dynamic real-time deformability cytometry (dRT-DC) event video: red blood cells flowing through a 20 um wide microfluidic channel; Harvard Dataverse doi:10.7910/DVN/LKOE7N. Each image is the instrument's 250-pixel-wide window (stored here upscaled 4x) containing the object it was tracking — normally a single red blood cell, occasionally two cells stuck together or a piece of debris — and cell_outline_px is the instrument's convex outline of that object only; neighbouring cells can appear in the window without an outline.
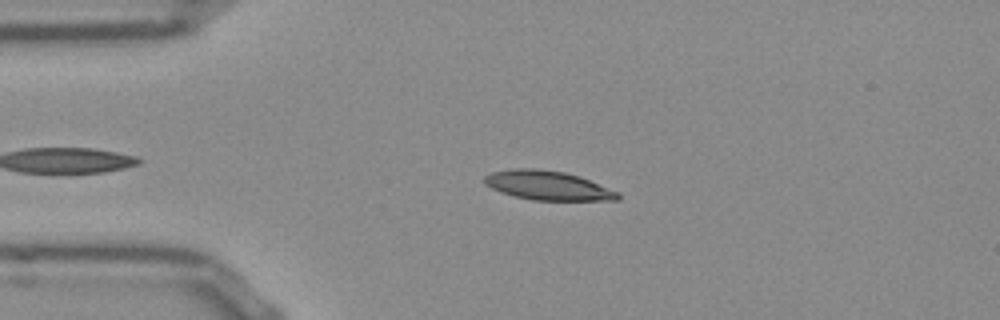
{"species": "Egyptian fruit bat (a non-hibernating species)", "species_latin": "Rousettus aegyptiacus", "temperature_condition": "room temperature", "stored_images_in_passage": 47, "camera_frame_rate_fps": 3000, "um_per_image_px": 0.085, "frame": {"image": 1, "passage_image": 11, "time_ms": 3.333, "image_size_px": [1000, 320], "cell_outline_px": [[620, 200], [532, 200], [516, 196], [492, 188], [484, 184], [484, 176], [492, 172], [512, 168], [536, 168], [564, 172], [580, 176], [620, 192]], "centroid_in_image_um": [46.59, 15.76], "position_along_channel_um": 38.4, "area_um2": 22.66}}
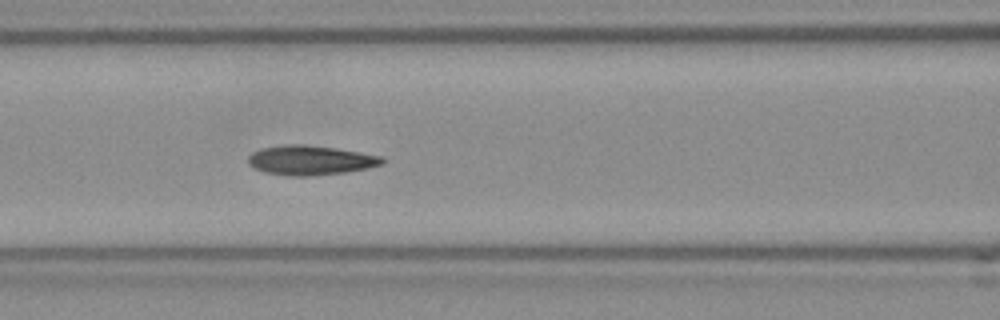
{"frame": {"image": 2, "passage_image": 21, "time_ms": 6.667, "image_size_px": [1000, 320], "cell_outline_px": [[388, 160], [384, 164], [368, 168], [344, 172], [312, 176], [292, 176], [264, 172], [248, 164], [248, 156], [252, 152], [260, 148], [292, 144], [304, 144], [336, 148], [384, 156]], "centroid_in_image_um": [26.44, 13.61], "position_along_channel_um": 140.2, "area_um2": 23.24}}
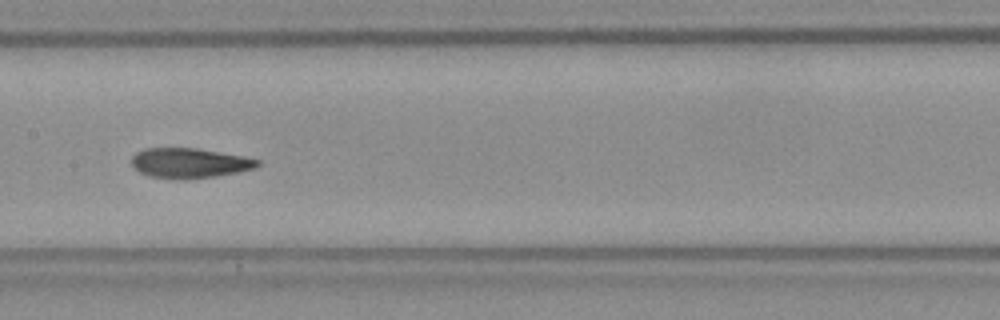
{"frame": {"image": 3, "passage_image": 25, "time_ms": 8.0, "image_size_px": [1000, 320], "cell_outline_px": [[260, 164], [252, 168], [236, 172], [212, 176], [152, 176], [140, 172], [132, 164], [132, 156], [136, 152], [144, 148], [196, 148], [244, 156], [260, 160]], "centroid_in_image_um": [16.11, 13.79], "position_along_channel_um": 191.3, "area_um2": 20.81}, "authors_computed_cell_mechanics": {"area_um2": 22.0796, "velocity_mm_per_s": 3.8355, "shape_relaxation_time_tau1_ms": null, "shape_relaxation_time_tau2_ms": 2.4363, "deformation_change_tau1": null, "deformation_change_tau2": 0.0896}}